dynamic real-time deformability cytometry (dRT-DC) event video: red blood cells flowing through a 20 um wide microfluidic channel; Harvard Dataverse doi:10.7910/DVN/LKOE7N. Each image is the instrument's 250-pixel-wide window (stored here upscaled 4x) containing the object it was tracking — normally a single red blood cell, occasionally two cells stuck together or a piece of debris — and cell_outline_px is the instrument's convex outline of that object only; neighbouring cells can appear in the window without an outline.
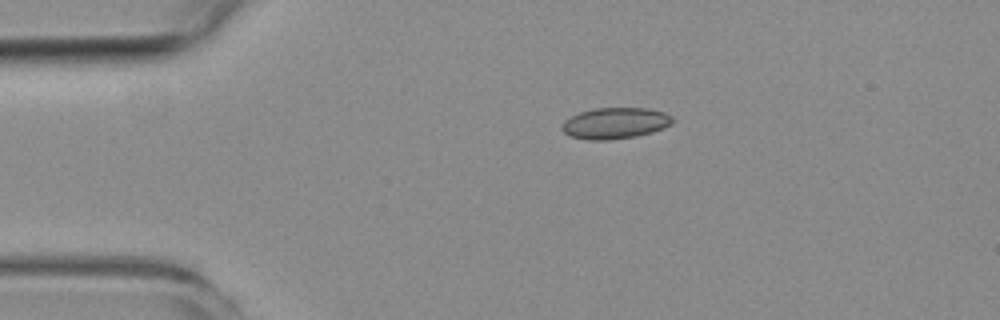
{"species": "common noctule bat (a hibernating species)", "species_latin": "Nyctalus noctula", "temperature_condition": "room temperature", "stored_images_in_passage": 3, "camera_frame_rate_fps": 3000, "um_per_image_px": 0.085, "animal": {"sex": "female", "body_mass_g": 19.3, "forearm_length_mm": 54.1}, "frame": {"image": 1, "passage_image": 2, "time_ms": 1.333, "image_size_px": [1000, 320], "cell_outline_px": [[676, 120], [672, 124], [664, 128], [652, 132], [636, 136], [608, 140], [588, 140], [572, 136], [564, 132], [560, 128], [560, 124], [564, 120], [580, 112], [592, 108], [648, 108], [664, 112], [672, 116]], "centroid_in_image_um": [52.3, 10.46], "position_along_channel_um": 32.7, "area_um2": 20.29}}